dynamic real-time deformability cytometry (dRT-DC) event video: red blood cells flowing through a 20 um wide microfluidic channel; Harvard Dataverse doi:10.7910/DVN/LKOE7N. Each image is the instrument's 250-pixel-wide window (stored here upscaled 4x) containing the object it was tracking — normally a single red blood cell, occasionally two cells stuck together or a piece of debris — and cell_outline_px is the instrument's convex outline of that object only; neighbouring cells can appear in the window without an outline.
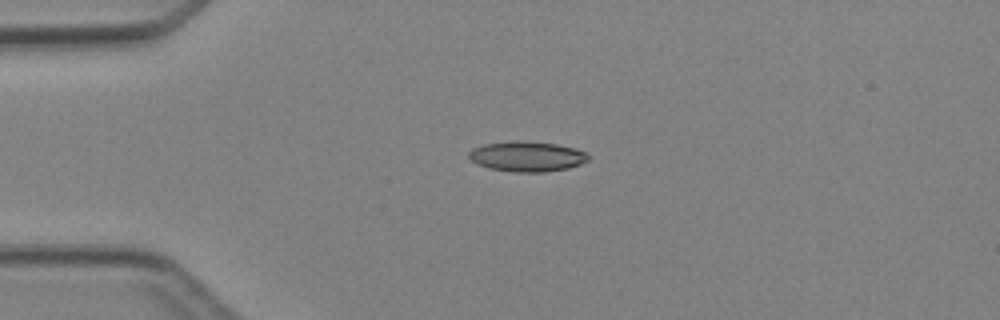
{"species": "Egyptian fruit bat (a non-hibernating species)", "species_latin": "Rousettus aegyptiacus", "temperature_condition": "cold", "stored_images_in_passage": 4, "camera_frame_rate_fps": 3000, "um_per_image_px": 0.085, "animal": {"sex": "female"}, "frame": {"image": 1, "passage_image": 2, "time_ms": 1.0, "image_size_px": [1000, 320], "cell_outline_px": [[588, 160], [580, 164], [568, 168], [544, 172], [512, 172], [488, 168], [476, 164], [468, 156], [468, 152], [472, 148], [484, 144], [516, 140], [520, 140], [556, 144], [576, 148], [584, 152], [588, 156]], "centroid_in_image_um": [44.76, 13.3], "position_along_channel_um": 40.2, "area_um2": 21.1}}
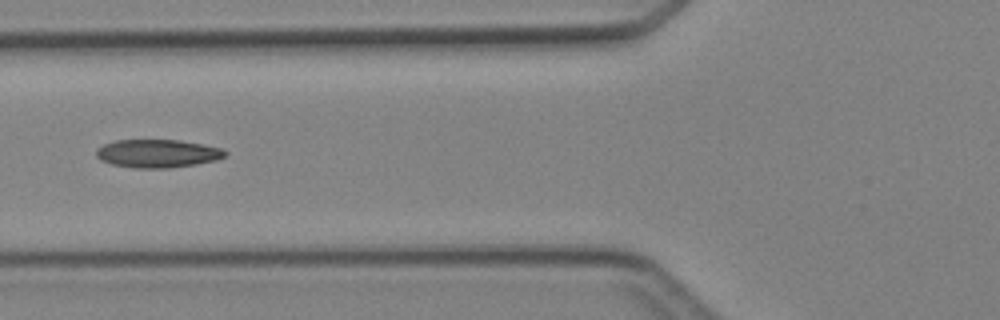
{"frame": {"image": 2, "passage_image": 4, "time_ms": 3.333, "image_size_px": [1000, 320], "cell_outline_px": [[228, 152], [224, 156], [216, 160], [196, 164], [168, 168], [132, 168], [112, 164], [100, 160], [96, 156], [96, 148], [104, 144], [116, 140], [180, 140], [204, 144], [224, 148]], "centroid_in_image_um": [13.4, 13.04], "position_along_channel_um": 112.4, "area_um2": 21.33}}